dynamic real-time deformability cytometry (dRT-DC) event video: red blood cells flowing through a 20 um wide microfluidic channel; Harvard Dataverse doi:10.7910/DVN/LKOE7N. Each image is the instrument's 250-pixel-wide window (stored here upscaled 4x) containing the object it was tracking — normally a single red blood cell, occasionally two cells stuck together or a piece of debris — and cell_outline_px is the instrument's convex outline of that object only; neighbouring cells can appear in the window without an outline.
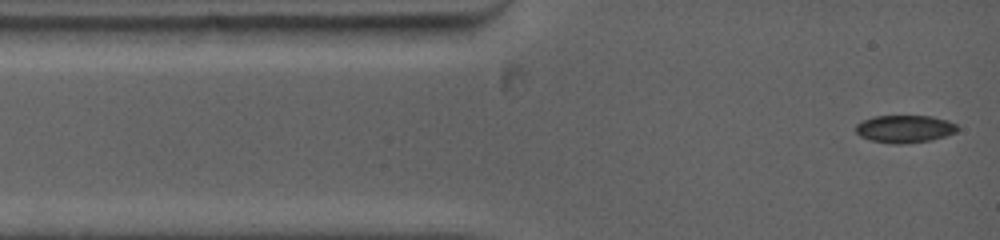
{"species": "common noctule bat (a hibernating species)", "species_latin": "Nyctalus noctula", "temperature_condition": "warm", "stored_images_in_passage": 44, "camera_frame_rate_fps": 5000, "um_per_image_px": 0.085, "animal": {"sex": "female", "body_mass_g": 19.0, "forearm_length_mm": 53.3}, "frame": {"image": 1, "passage_image": 1, "time_ms": 0.0, "image_size_px": [1000, 240], "cell_outline_px": [[960, 128], [956, 132], [932, 140], [900, 144], [892, 144], [872, 140], [860, 136], [856, 132], [856, 124], [872, 116], [932, 116], [948, 120], [956, 124]], "centroid_in_image_um": [76.92, 10.95], "position_along_channel_um": 8.1, "area_um2": 16.36}}
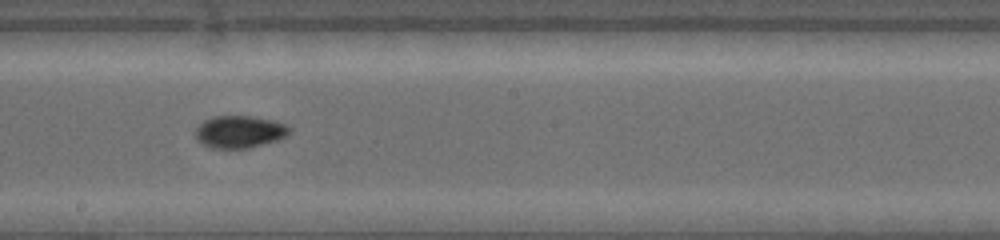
{"frame": {"image": 2, "passage_image": 19, "time_ms": 6.6, "image_size_px": [1000, 240], "cell_outline_px": [[292, 128], [284, 136], [276, 140], [248, 148], [212, 148], [204, 144], [196, 136], [196, 128], [204, 120], [212, 116], [252, 116], [272, 120], [284, 124]], "centroid_in_image_um": [20.35, 11.19], "position_along_channel_um": 227.9, "area_um2": 17.34}}
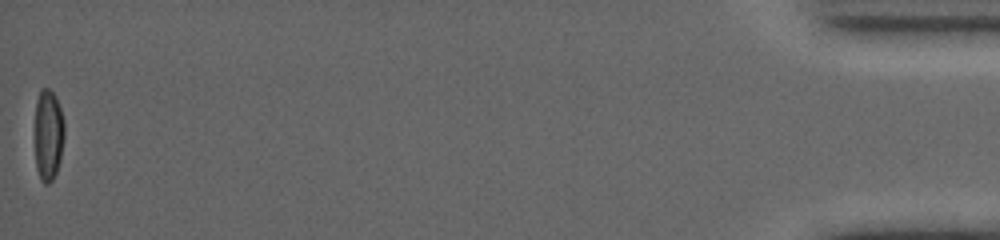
{"frame": {"image": 3, "passage_image": 44, "time_ms": 15.8, "image_size_px": [1000, 240], "cell_outline_px": [[64, 136], [60, 160], [56, 172], [52, 180], [48, 184], [44, 184], [40, 180], [36, 168], [36, 100], [40, 88], [48, 88], [56, 96], [64, 120]], "centroid_in_image_um": [4.11, 11.46], "position_along_channel_um": 431.1, "area_um2": 15.66}, "authors_computed_cell_mechanics": {"area_um2": 16.3863, "velocity_mm_per_s": 3.9743, "shape_relaxation_time_tau1_ms": 3.6419, "shape_relaxation_time_tau2_ms": null, "deformation_change_tau1": 0.156, "deformation_change_tau2": null}}